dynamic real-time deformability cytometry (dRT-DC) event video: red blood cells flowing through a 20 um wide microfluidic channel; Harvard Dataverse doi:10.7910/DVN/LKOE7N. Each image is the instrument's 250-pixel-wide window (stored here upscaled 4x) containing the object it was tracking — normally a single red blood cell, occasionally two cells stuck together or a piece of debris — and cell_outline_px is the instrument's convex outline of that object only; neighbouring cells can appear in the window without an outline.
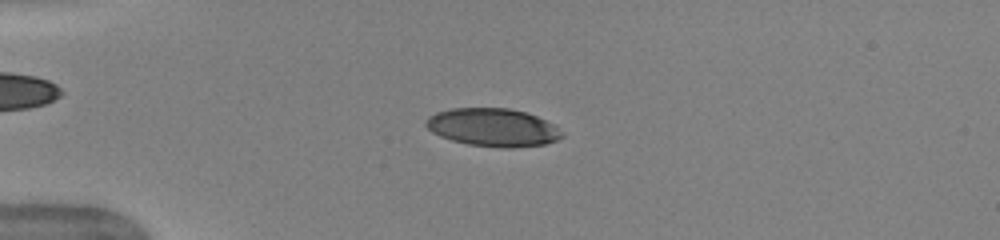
{"species": "human", "species_latin": "Homo sapiens", "temperature_condition": "warm", "stored_images_in_passage": 51, "camera_frame_rate_fps": 3000, "um_per_image_px": 0.085, "donor": {"sex": "female"}, "frame": {"image": 1, "passage_image": 13, "time_ms": 4.0, "image_size_px": [1000, 240], "cell_outline_px": [[564, 136], [556, 140], [544, 144], [512, 148], [500, 148], [468, 144], [452, 140], [440, 136], [432, 132], [424, 124], [424, 120], [428, 116], [436, 112], [452, 108], [508, 108], [524, 112], [536, 116], [556, 124], [564, 132]], "centroid_in_image_um": [41.91, 10.83], "position_along_channel_um": 43.1, "area_um2": 30.4}}
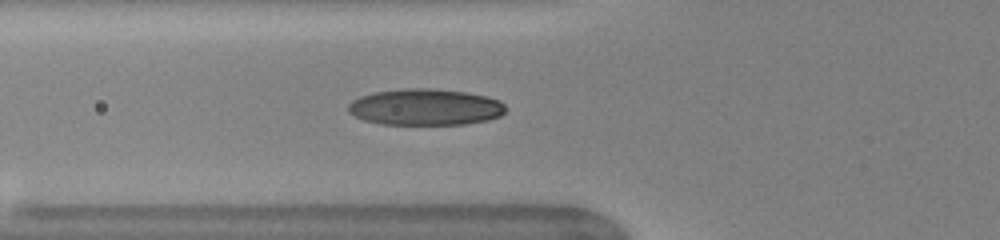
{"frame": {"image": 2, "passage_image": 19, "time_ms": 6.0, "image_size_px": [1000, 240], "cell_outline_px": [[504, 112], [500, 116], [488, 120], [464, 124], [380, 124], [364, 120], [348, 112], [348, 104], [352, 100], [360, 96], [372, 92], [404, 88], [432, 88], [464, 92], [484, 96], [500, 100], [504, 104]], "centroid_in_image_um": [36.12, 9.1], "position_along_channel_um": 89.7, "area_um2": 33.41}}
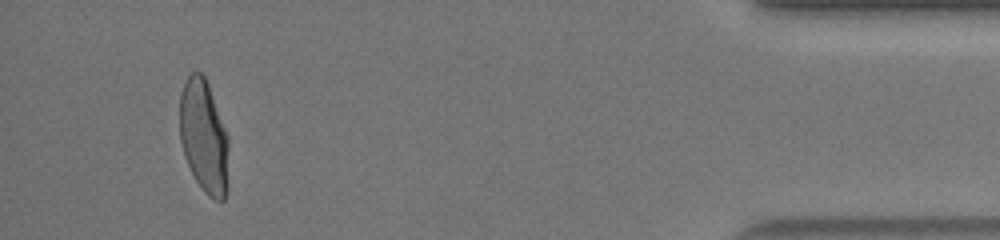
{"frame": {"image": 3, "passage_image": 48, "time_ms": 15.667, "image_size_px": [1000, 240], "cell_outline_px": [[228, 192], [224, 200], [216, 200], [208, 196], [204, 192], [196, 180], [184, 156], [180, 140], [180, 92], [188, 76], [192, 72], [200, 72], [204, 76], [208, 84], [228, 136]], "centroid_in_image_um": [17.34, 11.65], "position_along_channel_um": 417.9, "area_um2": 32.37}, "authors_computed_cell_mechanics": {"area_um2": 31.79, "velocity_mm_per_s": 3.9919, "shape_relaxation_time_tau1_ms": 4.1848, "shape_relaxation_time_tau2_ms": null, "deformation_change_tau1": 0.193, "deformation_change_tau2": null}}